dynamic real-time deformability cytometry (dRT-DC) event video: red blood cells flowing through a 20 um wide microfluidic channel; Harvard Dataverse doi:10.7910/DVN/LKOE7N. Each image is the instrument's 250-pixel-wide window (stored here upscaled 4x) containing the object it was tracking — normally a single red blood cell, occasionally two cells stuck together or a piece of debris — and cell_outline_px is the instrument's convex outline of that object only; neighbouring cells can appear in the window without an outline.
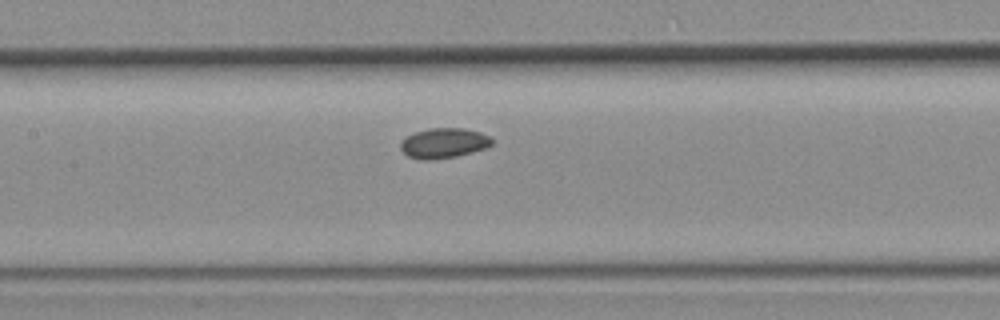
{"species": "common noctule bat (a hibernating species)", "species_latin": "Nyctalus noctula", "temperature_condition": "room temperature", "stored_images_in_passage": 7, "camera_frame_rate_fps": 3000, "um_per_image_px": 0.085, "animal": {"sex": "female", "body_mass_g": 19.3, "forearm_length_mm": 54.1}, "frame": {"image": 1, "passage_image": 7, "time_ms": 2.0, "image_size_px": [1000, 320], "cell_outline_px": [[492, 144], [484, 148], [472, 152], [456, 156], [428, 160], [420, 160], [408, 156], [400, 148], [400, 140], [416, 132], [428, 128], [464, 128], [480, 132], [492, 136]], "centroid_in_image_um": [37.71, 12.15], "position_along_channel_um": 169.7, "area_um2": 16.01}}